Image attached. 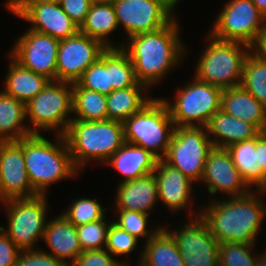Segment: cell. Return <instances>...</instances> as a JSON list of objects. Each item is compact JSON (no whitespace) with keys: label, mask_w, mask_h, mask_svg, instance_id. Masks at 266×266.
I'll return each instance as SVG.
<instances>
[{"label":"cell","mask_w":266,"mask_h":266,"mask_svg":"<svg viewBox=\"0 0 266 266\" xmlns=\"http://www.w3.org/2000/svg\"><path fill=\"white\" fill-rule=\"evenodd\" d=\"M157 158L141 146L125 142L105 163L124 176L120 183L134 180L155 170Z\"/></svg>","instance_id":"cell-24"},{"label":"cell","mask_w":266,"mask_h":266,"mask_svg":"<svg viewBox=\"0 0 266 266\" xmlns=\"http://www.w3.org/2000/svg\"><path fill=\"white\" fill-rule=\"evenodd\" d=\"M251 52L266 64V31L253 43Z\"/></svg>","instance_id":"cell-46"},{"label":"cell","mask_w":266,"mask_h":266,"mask_svg":"<svg viewBox=\"0 0 266 266\" xmlns=\"http://www.w3.org/2000/svg\"><path fill=\"white\" fill-rule=\"evenodd\" d=\"M222 9L208 35L251 47L266 31V17L253 0H230Z\"/></svg>","instance_id":"cell-11"},{"label":"cell","mask_w":266,"mask_h":266,"mask_svg":"<svg viewBox=\"0 0 266 266\" xmlns=\"http://www.w3.org/2000/svg\"><path fill=\"white\" fill-rule=\"evenodd\" d=\"M73 113L72 83L50 81L34 98L26 103V118L32 127L31 134H40L39 130L56 131L64 135L67 131ZM38 131V132H37Z\"/></svg>","instance_id":"cell-7"},{"label":"cell","mask_w":266,"mask_h":266,"mask_svg":"<svg viewBox=\"0 0 266 266\" xmlns=\"http://www.w3.org/2000/svg\"><path fill=\"white\" fill-rule=\"evenodd\" d=\"M117 211L118 218H116L117 220L113 222L121 229L130 233L136 239H139V237H146V240L148 241L160 229V227L157 229L155 228L152 232L148 229L147 225L149 221V214L130 210Z\"/></svg>","instance_id":"cell-38"},{"label":"cell","mask_w":266,"mask_h":266,"mask_svg":"<svg viewBox=\"0 0 266 266\" xmlns=\"http://www.w3.org/2000/svg\"><path fill=\"white\" fill-rule=\"evenodd\" d=\"M37 195L26 171L22 139L0 141V202Z\"/></svg>","instance_id":"cell-16"},{"label":"cell","mask_w":266,"mask_h":266,"mask_svg":"<svg viewBox=\"0 0 266 266\" xmlns=\"http://www.w3.org/2000/svg\"><path fill=\"white\" fill-rule=\"evenodd\" d=\"M202 210L200 217L219 243L255 244L256 235L266 216L264 202L251 191L228 200L212 201Z\"/></svg>","instance_id":"cell-2"},{"label":"cell","mask_w":266,"mask_h":266,"mask_svg":"<svg viewBox=\"0 0 266 266\" xmlns=\"http://www.w3.org/2000/svg\"><path fill=\"white\" fill-rule=\"evenodd\" d=\"M226 150L248 187L255 185L257 192H262V167L256 162V137L230 145Z\"/></svg>","instance_id":"cell-30"},{"label":"cell","mask_w":266,"mask_h":266,"mask_svg":"<svg viewBox=\"0 0 266 266\" xmlns=\"http://www.w3.org/2000/svg\"><path fill=\"white\" fill-rule=\"evenodd\" d=\"M10 59L3 92L26 104L41 92L51 80L21 66L12 57Z\"/></svg>","instance_id":"cell-26"},{"label":"cell","mask_w":266,"mask_h":266,"mask_svg":"<svg viewBox=\"0 0 266 266\" xmlns=\"http://www.w3.org/2000/svg\"><path fill=\"white\" fill-rule=\"evenodd\" d=\"M205 128L213 146L217 148L251 140L261 133L253 124L228 115L221 109L213 114Z\"/></svg>","instance_id":"cell-23"},{"label":"cell","mask_w":266,"mask_h":266,"mask_svg":"<svg viewBox=\"0 0 266 266\" xmlns=\"http://www.w3.org/2000/svg\"><path fill=\"white\" fill-rule=\"evenodd\" d=\"M176 92L174 104L163 99L175 126L205 127L213 114L220 110L222 89L195 76L192 82Z\"/></svg>","instance_id":"cell-10"},{"label":"cell","mask_w":266,"mask_h":266,"mask_svg":"<svg viewBox=\"0 0 266 266\" xmlns=\"http://www.w3.org/2000/svg\"><path fill=\"white\" fill-rule=\"evenodd\" d=\"M117 0H97L100 3L114 4Z\"/></svg>","instance_id":"cell-50"},{"label":"cell","mask_w":266,"mask_h":266,"mask_svg":"<svg viewBox=\"0 0 266 266\" xmlns=\"http://www.w3.org/2000/svg\"><path fill=\"white\" fill-rule=\"evenodd\" d=\"M137 242L138 239L111 221L107 231V244L105 248L112 255H128L134 251Z\"/></svg>","instance_id":"cell-39"},{"label":"cell","mask_w":266,"mask_h":266,"mask_svg":"<svg viewBox=\"0 0 266 266\" xmlns=\"http://www.w3.org/2000/svg\"><path fill=\"white\" fill-rule=\"evenodd\" d=\"M158 184V200L162 201L170 211L180 212L187 207L191 199L192 184L188 177L163 159H158L154 170Z\"/></svg>","instance_id":"cell-19"},{"label":"cell","mask_w":266,"mask_h":266,"mask_svg":"<svg viewBox=\"0 0 266 266\" xmlns=\"http://www.w3.org/2000/svg\"><path fill=\"white\" fill-rule=\"evenodd\" d=\"M255 244L219 243V266H256L257 257L250 252Z\"/></svg>","instance_id":"cell-37"},{"label":"cell","mask_w":266,"mask_h":266,"mask_svg":"<svg viewBox=\"0 0 266 266\" xmlns=\"http://www.w3.org/2000/svg\"><path fill=\"white\" fill-rule=\"evenodd\" d=\"M240 86L266 108V64L251 51L244 62Z\"/></svg>","instance_id":"cell-33"},{"label":"cell","mask_w":266,"mask_h":266,"mask_svg":"<svg viewBox=\"0 0 266 266\" xmlns=\"http://www.w3.org/2000/svg\"><path fill=\"white\" fill-rule=\"evenodd\" d=\"M220 109L253 124L260 132H266V108L243 87L222 90Z\"/></svg>","instance_id":"cell-22"},{"label":"cell","mask_w":266,"mask_h":266,"mask_svg":"<svg viewBox=\"0 0 266 266\" xmlns=\"http://www.w3.org/2000/svg\"><path fill=\"white\" fill-rule=\"evenodd\" d=\"M214 148L205 127L175 126L165 162L191 181H201L208 153Z\"/></svg>","instance_id":"cell-9"},{"label":"cell","mask_w":266,"mask_h":266,"mask_svg":"<svg viewBox=\"0 0 266 266\" xmlns=\"http://www.w3.org/2000/svg\"><path fill=\"white\" fill-rule=\"evenodd\" d=\"M20 251L0 228V266H16Z\"/></svg>","instance_id":"cell-43"},{"label":"cell","mask_w":266,"mask_h":266,"mask_svg":"<svg viewBox=\"0 0 266 266\" xmlns=\"http://www.w3.org/2000/svg\"><path fill=\"white\" fill-rule=\"evenodd\" d=\"M162 227L145 241L138 266H185L173 235Z\"/></svg>","instance_id":"cell-25"},{"label":"cell","mask_w":266,"mask_h":266,"mask_svg":"<svg viewBox=\"0 0 266 266\" xmlns=\"http://www.w3.org/2000/svg\"><path fill=\"white\" fill-rule=\"evenodd\" d=\"M258 10L266 17V0H253Z\"/></svg>","instance_id":"cell-47"},{"label":"cell","mask_w":266,"mask_h":266,"mask_svg":"<svg viewBox=\"0 0 266 266\" xmlns=\"http://www.w3.org/2000/svg\"><path fill=\"white\" fill-rule=\"evenodd\" d=\"M106 49L100 41L80 31L74 36L60 40L57 51L56 81L76 83Z\"/></svg>","instance_id":"cell-12"},{"label":"cell","mask_w":266,"mask_h":266,"mask_svg":"<svg viewBox=\"0 0 266 266\" xmlns=\"http://www.w3.org/2000/svg\"><path fill=\"white\" fill-rule=\"evenodd\" d=\"M110 224L111 222H106L104 217L103 219L77 226L82 252L104 249L107 244V231Z\"/></svg>","instance_id":"cell-36"},{"label":"cell","mask_w":266,"mask_h":266,"mask_svg":"<svg viewBox=\"0 0 266 266\" xmlns=\"http://www.w3.org/2000/svg\"><path fill=\"white\" fill-rule=\"evenodd\" d=\"M138 83L134 65L122 48H111V84L112 91L135 86Z\"/></svg>","instance_id":"cell-34"},{"label":"cell","mask_w":266,"mask_h":266,"mask_svg":"<svg viewBox=\"0 0 266 266\" xmlns=\"http://www.w3.org/2000/svg\"><path fill=\"white\" fill-rule=\"evenodd\" d=\"M257 257L256 266H266V251Z\"/></svg>","instance_id":"cell-49"},{"label":"cell","mask_w":266,"mask_h":266,"mask_svg":"<svg viewBox=\"0 0 266 266\" xmlns=\"http://www.w3.org/2000/svg\"><path fill=\"white\" fill-rule=\"evenodd\" d=\"M26 104L0 91V141H18L29 137L26 120Z\"/></svg>","instance_id":"cell-27"},{"label":"cell","mask_w":266,"mask_h":266,"mask_svg":"<svg viewBox=\"0 0 266 266\" xmlns=\"http://www.w3.org/2000/svg\"><path fill=\"white\" fill-rule=\"evenodd\" d=\"M45 195L31 198H13L2 201L8 216V230L2 231L15 243L20 250L37 249L39 238L43 239L47 219Z\"/></svg>","instance_id":"cell-8"},{"label":"cell","mask_w":266,"mask_h":266,"mask_svg":"<svg viewBox=\"0 0 266 266\" xmlns=\"http://www.w3.org/2000/svg\"><path fill=\"white\" fill-rule=\"evenodd\" d=\"M64 12L77 24L80 28L85 22L86 16L90 10L91 0H59L58 1Z\"/></svg>","instance_id":"cell-42"},{"label":"cell","mask_w":266,"mask_h":266,"mask_svg":"<svg viewBox=\"0 0 266 266\" xmlns=\"http://www.w3.org/2000/svg\"><path fill=\"white\" fill-rule=\"evenodd\" d=\"M145 89L148 88L138 82L135 86L113 90L106 95L108 119L124 122L131 115L139 112L153 99L143 94L146 92Z\"/></svg>","instance_id":"cell-28"},{"label":"cell","mask_w":266,"mask_h":266,"mask_svg":"<svg viewBox=\"0 0 266 266\" xmlns=\"http://www.w3.org/2000/svg\"><path fill=\"white\" fill-rule=\"evenodd\" d=\"M116 208L150 214L158 202V184L154 173L119 183Z\"/></svg>","instance_id":"cell-20"},{"label":"cell","mask_w":266,"mask_h":266,"mask_svg":"<svg viewBox=\"0 0 266 266\" xmlns=\"http://www.w3.org/2000/svg\"><path fill=\"white\" fill-rule=\"evenodd\" d=\"M72 104L75 117L83 121H102L108 119L106 95L72 84Z\"/></svg>","instance_id":"cell-31"},{"label":"cell","mask_w":266,"mask_h":266,"mask_svg":"<svg viewBox=\"0 0 266 266\" xmlns=\"http://www.w3.org/2000/svg\"><path fill=\"white\" fill-rule=\"evenodd\" d=\"M202 181L208 185V192L213 195L219 191L230 195L228 197H233L242 196L251 191L226 148L214 147L208 153Z\"/></svg>","instance_id":"cell-17"},{"label":"cell","mask_w":266,"mask_h":266,"mask_svg":"<svg viewBox=\"0 0 266 266\" xmlns=\"http://www.w3.org/2000/svg\"><path fill=\"white\" fill-rule=\"evenodd\" d=\"M20 18L31 23L29 29L58 40L74 36L80 31L58 1L32 5Z\"/></svg>","instance_id":"cell-18"},{"label":"cell","mask_w":266,"mask_h":266,"mask_svg":"<svg viewBox=\"0 0 266 266\" xmlns=\"http://www.w3.org/2000/svg\"><path fill=\"white\" fill-rule=\"evenodd\" d=\"M56 135L55 144L40 134L22 139L26 171L32 188L38 195H45L47 187L55 182L79 173L64 136Z\"/></svg>","instance_id":"cell-3"},{"label":"cell","mask_w":266,"mask_h":266,"mask_svg":"<svg viewBox=\"0 0 266 266\" xmlns=\"http://www.w3.org/2000/svg\"><path fill=\"white\" fill-rule=\"evenodd\" d=\"M106 249L83 251L71 266H117L120 262Z\"/></svg>","instance_id":"cell-41"},{"label":"cell","mask_w":266,"mask_h":266,"mask_svg":"<svg viewBox=\"0 0 266 266\" xmlns=\"http://www.w3.org/2000/svg\"><path fill=\"white\" fill-rule=\"evenodd\" d=\"M162 1L169 9L174 11L175 6H177L179 0H160Z\"/></svg>","instance_id":"cell-48"},{"label":"cell","mask_w":266,"mask_h":266,"mask_svg":"<svg viewBox=\"0 0 266 266\" xmlns=\"http://www.w3.org/2000/svg\"><path fill=\"white\" fill-rule=\"evenodd\" d=\"M119 27L113 4L92 2L80 32L100 41L106 48H117L108 35Z\"/></svg>","instance_id":"cell-29"},{"label":"cell","mask_w":266,"mask_h":266,"mask_svg":"<svg viewBox=\"0 0 266 266\" xmlns=\"http://www.w3.org/2000/svg\"><path fill=\"white\" fill-rule=\"evenodd\" d=\"M27 30L16 40L9 56L28 70L56 81L60 40L31 29Z\"/></svg>","instance_id":"cell-15"},{"label":"cell","mask_w":266,"mask_h":266,"mask_svg":"<svg viewBox=\"0 0 266 266\" xmlns=\"http://www.w3.org/2000/svg\"><path fill=\"white\" fill-rule=\"evenodd\" d=\"M176 19L157 31L131 36L128 45L121 43L118 46L134 65L137 81L148 89L160 82L171 68L181 64L183 54L186 55Z\"/></svg>","instance_id":"cell-1"},{"label":"cell","mask_w":266,"mask_h":266,"mask_svg":"<svg viewBox=\"0 0 266 266\" xmlns=\"http://www.w3.org/2000/svg\"><path fill=\"white\" fill-rule=\"evenodd\" d=\"M105 208L97 200L89 198L75 199L62 215L74 226H81L89 222L103 219Z\"/></svg>","instance_id":"cell-35"},{"label":"cell","mask_w":266,"mask_h":266,"mask_svg":"<svg viewBox=\"0 0 266 266\" xmlns=\"http://www.w3.org/2000/svg\"><path fill=\"white\" fill-rule=\"evenodd\" d=\"M16 266H68L63 261L54 257L50 252L40 248L31 250H21Z\"/></svg>","instance_id":"cell-40"},{"label":"cell","mask_w":266,"mask_h":266,"mask_svg":"<svg viewBox=\"0 0 266 266\" xmlns=\"http://www.w3.org/2000/svg\"><path fill=\"white\" fill-rule=\"evenodd\" d=\"M208 37L210 41L201 54L194 76L222 90L240 86L244 62L251 47L239 42L221 41L211 35Z\"/></svg>","instance_id":"cell-6"},{"label":"cell","mask_w":266,"mask_h":266,"mask_svg":"<svg viewBox=\"0 0 266 266\" xmlns=\"http://www.w3.org/2000/svg\"><path fill=\"white\" fill-rule=\"evenodd\" d=\"M113 6L128 38L157 31L174 19L173 11L160 0H117Z\"/></svg>","instance_id":"cell-14"},{"label":"cell","mask_w":266,"mask_h":266,"mask_svg":"<svg viewBox=\"0 0 266 266\" xmlns=\"http://www.w3.org/2000/svg\"><path fill=\"white\" fill-rule=\"evenodd\" d=\"M123 126L125 142L141 146L157 159L165 157L175 125L162 98L150 100L126 119Z\"/></svg>","instance_id":"cell-5"},{"label":"cell","mask_w":266,"mask_h":266,"mask_svg":"<svg viewBox=\"0 0 266 266\" xmlns=\"http://www.w3.org/2000/svg\"><path fill=\"white\" fill-rule=\"evenodd\" d=\"M81 88L105 95L112 92L111 48H107L100 58L90 65L76 82Z\"/></svg>","instance_id":"cell-32"},{"label":"cell","mask_w":266,"mask_h":266,"mask_svg":"<svg viewBox=\"0 0 266 266\" xmlns=\"http://www.w3.org/2000/svg\"><path fill=\"white\" fill-rule=\"evenodd\" d=\"M55 1L59 0H8L6 6L13 14L21 17L32 5Z\"/></svg>","instance_id":"cell-45"},{"label":"cell","mask_w":266,"mask_h":266,"mask_svg":"<svg viewBox=\"0 0 266 266\" xmlns=\"http://www.w3.org/2000/svg\"><path fill=\"white\" fill-rule=\"evenodd\" d=\"M174 232L169 231L180 250L185 266H219V242L200 214Z\"/></svg>","instance_id":"cell-13"},{"label":"cell","mask_w":266,"mask_h":266,"mask_svg":"<svg viewBox=\"0 0 266 266\" xmlns=\"http://www.w3.org/2000/svg\"><path fill=\"white\" fill-rule=\"evenodd\" d=\"M63 136L73 163L80 171L89 160L106 163L125 143L123 122L110 119L102 121L72 119Z\"/></svg>","instance_id":"cell-4"},{"label":"cell","mask_w":266,"mask_h":266,"mask_svg":"<svg viewBox=\"0 0 266 266\" xmlns=\"http://www.w3.org/2000/svg\"><path fill=\"white\" fill-rule=\"evenodd\" d=\"M256 162L262 167V192L259 194H266V132H261L256 137Z\"/></svg>","instance_id":"cell-44"},{"label":"cell","mask_w":266,"mask_h":266,"mask_svg":"<svg viewBox=\"0 0 266 266\" xmlns=\"http://www.w3.org/2000/svg\"><path fill=\"white\" fill-rule=\"evenodd\" d=\"M129 265V263L127 262V264L125 263V260H124V262H120L117 266H128Z\"/></svg>","instance_id":"cell-51"},{"label":"cell","mask_w":266,"mask_h":266,"mask_svg":"<svg viewBox=\"0 0 266 266\" xmlns=\"http://www.w3.org/2000/svg\"><path fill=\"white\" fill-rule=\"evenodd\" d=\"M42 240L50 249L51 254L68 266H71L82 253L76 226L62 214L46 223Z\"/></svg>","instance_id":"cell-21"}]
</instances>
